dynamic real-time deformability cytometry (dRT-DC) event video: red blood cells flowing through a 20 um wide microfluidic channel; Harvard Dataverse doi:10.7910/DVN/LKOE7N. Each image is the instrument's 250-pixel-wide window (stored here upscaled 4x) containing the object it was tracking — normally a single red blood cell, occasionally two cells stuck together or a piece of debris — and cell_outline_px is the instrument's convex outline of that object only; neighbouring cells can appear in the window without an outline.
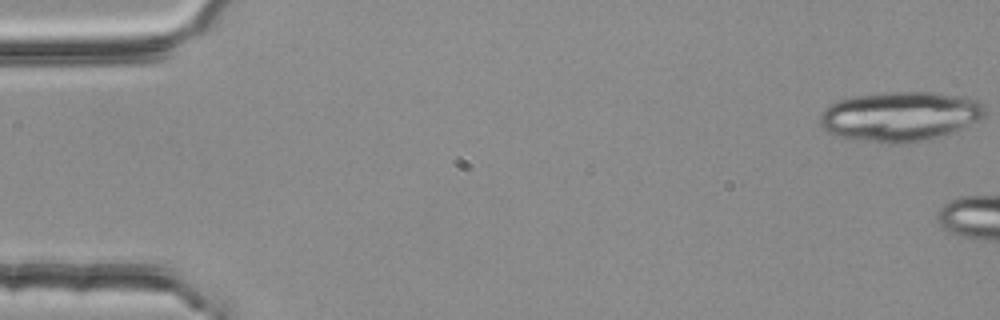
{"species": "common noctule bat (a hibernating species)", "species_latin": "Nyctalus noctula", "temperature_condition": "room temperature", "stored_images_in_passage": 5, "camera_frame_rate_fps": 3000, "um_per_image_px": 0.085, "animal": {"sex": "female", "body_mass_g": 25.1}, "frame": {"image": 1, "passage_image": 1, "time_ms": 0.0, "image_size_px": [1000, 320], "cell_outline_px": [[984, 116], [976, 120], [948, 132], [924, 140], [900, 144], [888, 144], [840, 136], [828, 132], [820, 124], [820, 112], [824, 108], [836, 100], [852, 96], [888, 92], [936, 92], [964, 96], [984, 100]], "centroid_in_image_um": [76.48, 9.85], "position_along_channel_um": 8.5, "area_um2": 47.51}}